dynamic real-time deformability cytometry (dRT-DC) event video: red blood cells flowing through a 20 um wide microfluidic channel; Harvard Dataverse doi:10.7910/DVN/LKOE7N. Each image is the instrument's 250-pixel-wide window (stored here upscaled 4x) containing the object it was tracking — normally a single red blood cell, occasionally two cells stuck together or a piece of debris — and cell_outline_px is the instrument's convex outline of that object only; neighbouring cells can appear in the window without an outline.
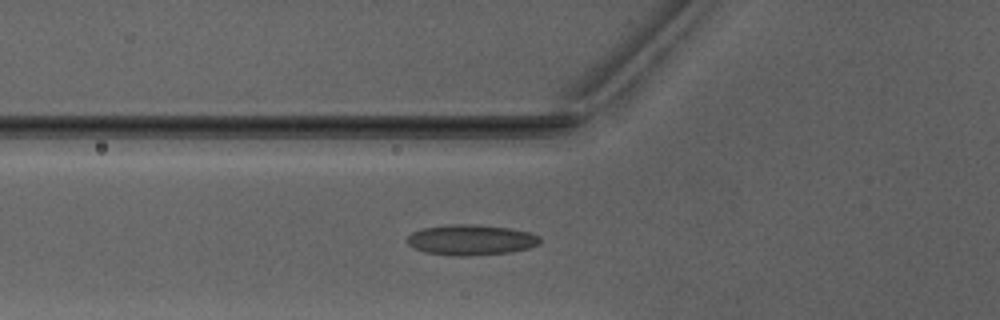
{"species": "Egyptian fruit bat (a non-hibernating species)", "species_latin": "Rousettus aegyptiacus", "temperature_condition": "warm", "stored_images_in_passage": 34, "camera_frame_rate_fps": 3000, "um_per_image_px": 0.085, "animal": {"sex": "male"}, "frame": {"image": 1, "passage_image": 2, "time_ms": 0.333, "image_size_px": [1000, 320], "cell_outline_px": [[540, 244], [528, 248], [512, 252], [468, 256], [452, 256], [424, 252], [412, 248], [404, 240], [412, 232], [424, 228], [448, 224], [472, 224], [508, 228], [528, 232], [540, 236]], "centroid_in_image_um": [39.99, 20.4], "position_along_channel_um": 85.8, "area_um2": 23.81}}
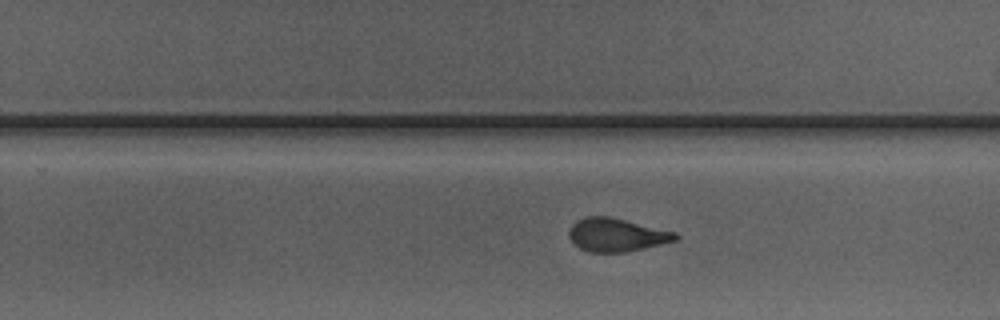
{"frame": {"image": 2, "passage_image": 16, "time_ms": 5.0, "image_size_px": [1000, 320], "cell_outline_px": [[680, 236], [676, 240], [628, 252], [588, 252], [580, 248], [568, 236], [568, 232], [572, 224], [576, 220], [584, 216], [608, 216], [676, 232]], "centroid_in_image_um": [52.39, 19.96], "position_along_channel_um": 277.4, "area_um2": 20.58}}
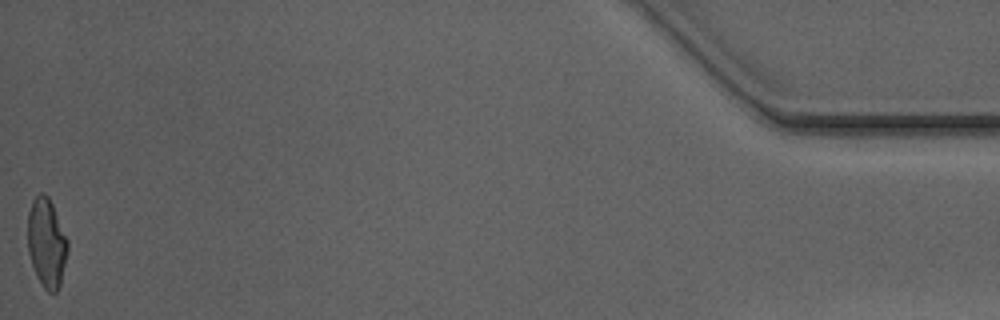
{"frame": {"image": 3, "passage_image": 34, "time_ms": 11.0, "image_size_px": [1000, 320], "cell_outline_px": [[68, 248], [60, 284], [56, 292], [48, 292], [44, 288], [32, 264], [28, 252], [28, 212], [32, 200], [40, 192], [44, 192], [48, 196], [52, 204], [68, 240]], "centroid_in_image_um": [3.96, 20.6], "position_along_channel_um": 431.2, "area_um2": 20.46}, "authors_computed_cell_mechanics": {"area_um2": 20.9525, "velocity_mm_per_s": 4.0964, "shape_relaxation_time_tau1_ms": null, "shape_relaxation_time_tau2_ms": 1.0618, "deformation_change_tau1": null, "deformation_change_tau2": 0.0831}}